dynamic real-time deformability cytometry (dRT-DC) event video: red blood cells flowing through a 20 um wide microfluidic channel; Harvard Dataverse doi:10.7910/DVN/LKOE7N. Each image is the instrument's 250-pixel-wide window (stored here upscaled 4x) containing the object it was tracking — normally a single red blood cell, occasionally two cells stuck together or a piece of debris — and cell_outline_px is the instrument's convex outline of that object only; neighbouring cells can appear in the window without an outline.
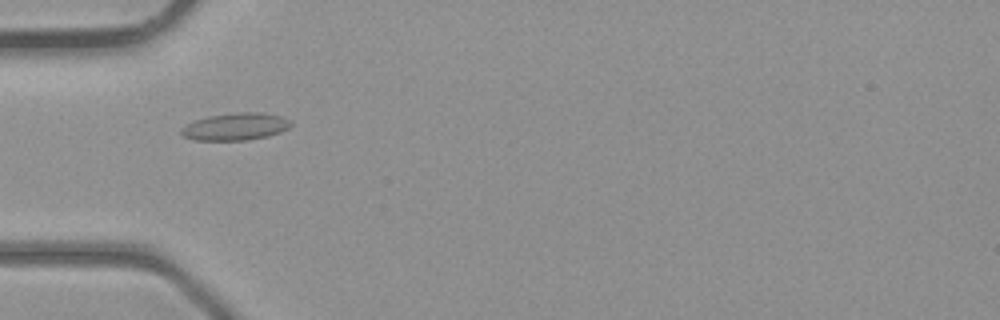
{"species": "common noctule bat (a hibernating species)", "species_latin": "Nyctalus noctula", "temperature_condition": "room temperature", "stored_images_in_passage": 1, "camera_frame_rate_fps": 3000, "um_per_image_px": 0.085, "animal": {"sex": "male", "body_mass_g": 23.1, "forearm_length_mm": 52.7}, "frame": {"image": 1, "passage_image": 1, "time_ms": 0.0, "image_size_px": [1000, 320], "cell_outline_px": [[292, 124], [288, 128], [280, 132], [268, 136], [248, 140], [192, 140], [184, 136], [180, 132], [180, 128], [196, 120], [208, 116], [240, 112], [260, 112], [280, 116], [288, 120]], "centroid_in_image_um": [20.0, 10.77], "position_along_channel_um": 65.0, "area_um2": 17.28}}